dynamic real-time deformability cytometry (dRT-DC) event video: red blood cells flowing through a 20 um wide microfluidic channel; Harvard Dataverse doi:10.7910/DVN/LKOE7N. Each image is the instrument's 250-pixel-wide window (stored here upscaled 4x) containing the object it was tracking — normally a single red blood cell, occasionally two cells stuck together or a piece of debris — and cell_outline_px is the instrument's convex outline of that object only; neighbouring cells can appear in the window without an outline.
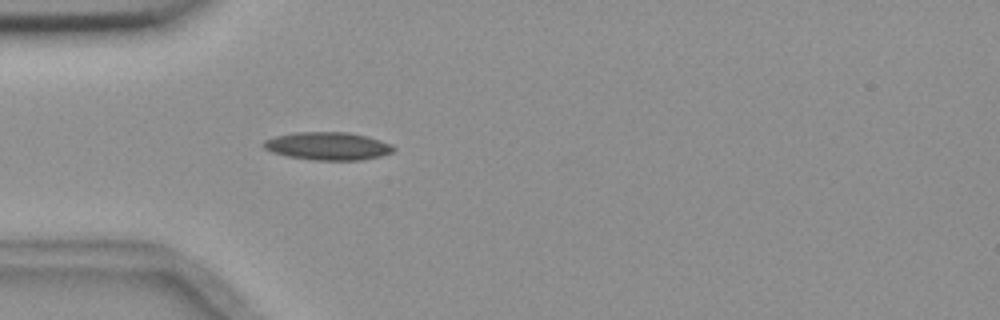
{"species": "common noctule bat (a hibernating species)", "species_latin": "Nyctalus noctula", "temperature_condition": "room temperature", "stored_images_in_passage": 4, "camera_frame_rate_fps": 3000, "um_per_image_px": 0.085, "animal": {"sex": "female", "body_mass_g": 18.4}, "frame": {"image": 1, "passage_image": 4, "time_ms": 3.333, "image_size_px": [1000, 320], "cell_outline_px": [[396, 148], [392, 152], [380, 156], [360, 160], [312, 160], [288, 156], [272, 152], [264, 148], [260, 144], [264, 140], [276, 136], [296, 132], [348, 132], [368, 136], [392, 144]], "centroid_in_image_um": [27.86, 12.41], "position_along_channel_um": 57.1, "area_um2": 21.21}}